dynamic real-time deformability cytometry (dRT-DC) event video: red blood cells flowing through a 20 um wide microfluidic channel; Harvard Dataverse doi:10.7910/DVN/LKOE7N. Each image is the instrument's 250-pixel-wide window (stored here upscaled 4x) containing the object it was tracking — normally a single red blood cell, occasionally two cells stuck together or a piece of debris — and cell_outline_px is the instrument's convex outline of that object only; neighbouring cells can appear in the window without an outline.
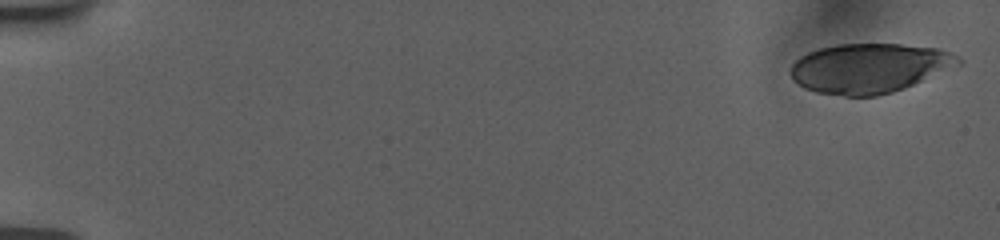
{"species": "human", "species_latin": "Homo sapiens", "temperature_condition": "room temperature", "stored_images_in_passage": 18, "camera_frame_rate_fps": 3000, "um_per_image_px": 0.085, "donor": {"sex": "female"}, "frame": {"image": 1, "passage_image": 1, "time_ms": 0.0, "image_size_px": [1000, 240], "cell_outline_px": [[964, 60], [960, 64], [904, 88], [892, 92], [876, 96], [844, 96], [816, 92], [804, 88], [792, 80], [788, 72], [792, 64], [800, 56], [808, 52], [820, 48], [836, 44], [900, 44], [936, 48], [952, 52], [960, 56]], "centroid_in_image_um": [73.86, 5.79], "position_along_channel_um": 11.1, "area_um2": 48.61}}
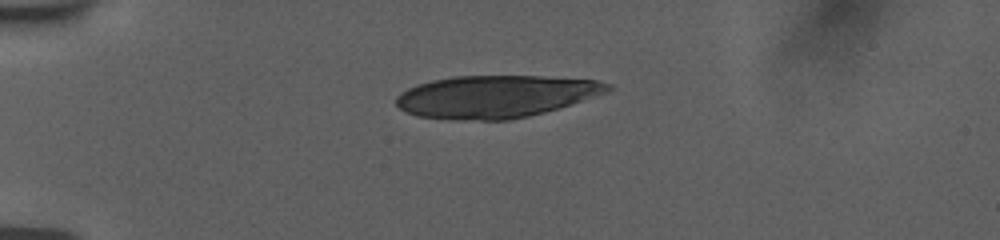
{"frame": {"image": 2, "passage_image": 13, "time_ms": 4.333, "image_size_px": [1000, 240], "cell_outline_px": [[612, 88], [608, 92], [560, 108], [528, 116], [508, 120], [448, 120], [416, 116], [404, 112], [396, 104], [396, 96], [400, 92], [408, 88], [432, 80], [456, 76], [540, 76], [600, 80], [612, 84]], "centroid_in_image_um": [42.13, 8.21], "position_along_channel_um": 42.9, "area_um2": 52.6}}